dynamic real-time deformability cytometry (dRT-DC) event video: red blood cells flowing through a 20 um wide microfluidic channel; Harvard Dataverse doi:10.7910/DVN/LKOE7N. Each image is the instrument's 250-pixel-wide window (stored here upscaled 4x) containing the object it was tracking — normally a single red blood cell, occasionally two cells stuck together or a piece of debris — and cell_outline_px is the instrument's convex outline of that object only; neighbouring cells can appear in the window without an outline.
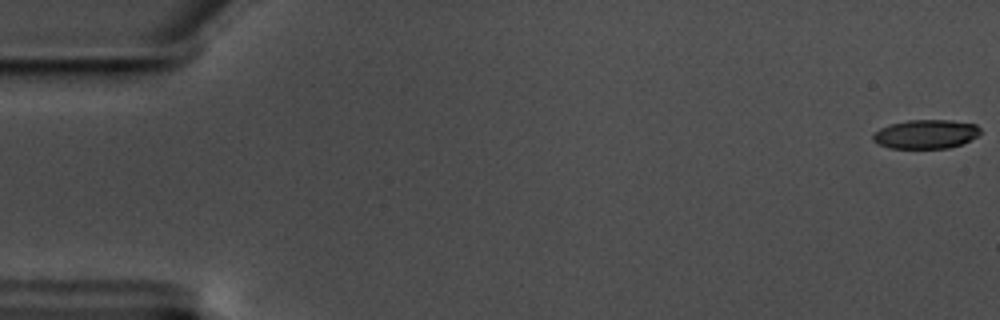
{"species": "common noctule bat (a hibernating species)", "species_latin": "Nyctalus noctula", "temperature_condition": "warm", "stored_images_in_passage": 59, "camera_frame_rate_fps": 3000, "um_per_image_px": 0.085, "animal": {"sex": "male", "body_mass_g": 17.5, "forearm_length_mm": 52.3}, "frame": {"image": 1, "passage_image": 1, "time_ms": 0.0, "image_size_px": [1000, 320], "cell_outline_px": [[980, 132], [976, 136], [960, 144], [948, 148], [892, 148], [880, 144], [872, 140], [872, 136], [880, 128], [888, 124], [908, 120], [952, 120], [976, 124], [980, 128]], "centroid_in_image_um": [78.68, 11.39], "position_along_channel_um": 6.3, "area_um2": 17.98}}
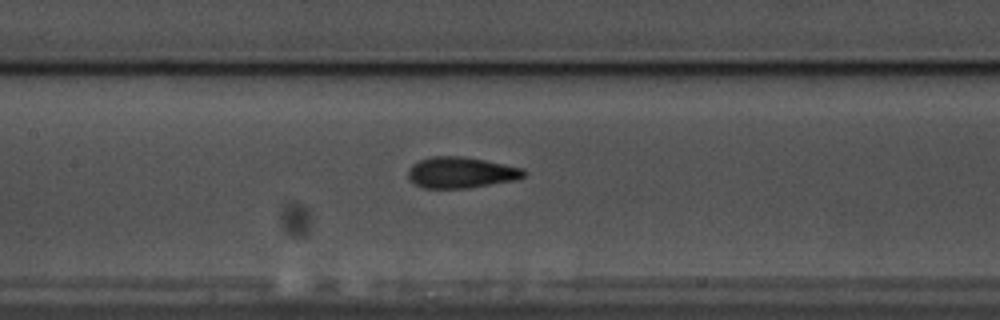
{"frame": {"image": 2, "passage_image": 28, "time_ms": 9.0, "image_size_px": [1000, 320], "cell_outline_px": [[528, 172], [524, 176], [516, 180], [468, 188], [424, 188], [412, 184], [408, 180], [408, 172], [412, 164], [420, 160], [432, 156], [464, 156], [524, 168]], "centroid_in_image_um": [39.18, 14.67], "position_along_channel_um": 168.2, "area_um2": 21.15}}
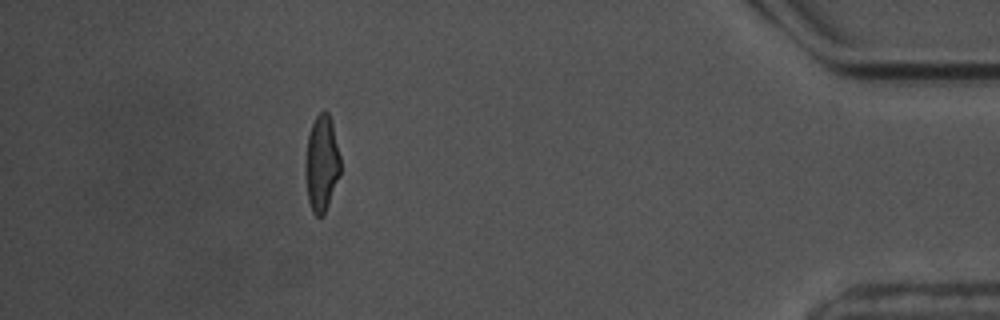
{"frame": {"image": 3, "passage_image": 53, "time_ms": 17.333, "image_size_px": [1000, 320], "cell_outline_px": [[340, 172], [324, 216], [316, 216], [312, 212], [308, 200], [304, 172], [304, 168], [308, 136], [312, 124], [316, 116], [320, 112], [328, 112], [332, 120], [340, 156]], "centroid_in_image_um": [27.33, 13.9], "position_along_channel_um": 407.9, "area_um2": 19.71}, "authors_computed_cell_mechanics": {"area_um2": 20.0566, "velocity_mm_per_s": 3.5217, "shape_relaxation_time_tau1_ms": 3.8074, "shape_relaxation_time_tau2_ms": 1.3293, "deformation_change_tau1": 0.1615, "deformation_change_tau2": 0.0932}}